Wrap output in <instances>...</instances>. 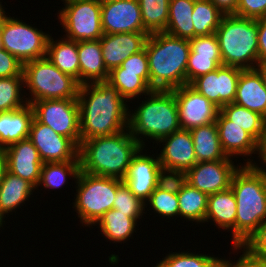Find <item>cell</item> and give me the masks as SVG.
Here are the masks:
<instances>
[{
	"label": "cell",
	"mask_w": 266,
	"mask_h": 267,
	"mask_svg": "<svg viewBox=\"0 0 266 267\" xmlns=\"http://www.w3.org/2000/svg\"><path fill=\"white\" fill-rule=\"evenodd\" d=\"M173 94L177 101L181 129L191 130L216 122L220 108L189 84L173 89Z\"/></svg>",
	"instance_id": "obj_13"
},
{
	"label": "cell",
	"mask_w": 266,
	"mask_h": 267,
	"mask_svg": "<svg viewBox=\"0 0 266 267\" xmlns=\"http://www.w3.org/2000/svg\"><path fill=\"white\" fill-rule=\"evenodd\" d=\"M260 160H263V164L266 166V136L260 144V152L258 153Z\"/></svg>",
	"instance_id": "obj_52"
},
{
	"label": "cell",
	"mask_w": 266,
	"mask_h": 267,
	"mask_svg": "<svg viewBox=\"0 0 266 267\" xmlns=\"http://www.w3.org/2000/svg\"><path fill=\"white\" fill-rule=\"evenodd\" d=\"M147 96V100L128 114V130L143 148L146 145L139 135L158 142L181 129L173 90H152Z\"/></svg>",
	"instance_id": "obj_5"
},
{
	"label": "cell",
	"mask_w": 266,
	"mask_h": 267,
	"mask_svg": "<svg viewBox=\"0 0 266 267\" xmlns=\"http://www.w3.org/2000/svg\"><path fill=\"white\" fill-rule=\"evenodd\" d=\"M159 142L164 143L158 155L162 167L187 172L197 163L190 130L180 129Z\"/></svg>",
	"instance_id": "obj_20"
},
{
	"label": "cell",
	"mask_w": 266,
	"mask_h": 267,
	"mask_svg": "<svg viewBox=\"0 0 266 267\" xmlns=\"http://www.w3.org/2000/svg\"><path fill=\"white\" fill-rule=\"evenodd\" d=\"M3 219H4V215L0 212V227H2L3 225Z\"/></svg>",
	"instance_id": "obj_54"
},
{
	"label": "cell",
	"mask_w": 266,
	"mask_h": 267,
	"mask_svg": "<svg viewBox=\"0 0 266 267\" xmlns=\"http://www.w3.org/2000/svg\"><path fill=\"white\" fill-rule=\"evenodd\" d=\"M35 189L27 180L7 171L0 183V212L5 217L25 203Z\"/></svg>",
	"instance_id": "obj_30"
},
{
	"label": "cell",
	"mask_w": 266,
	"mask_h": 267,
	"mask_svg": "<svg viewBox=\"0 0 266 267\" xmlns=\"http://www.w3.org/2000/svg\"><path fill=\"white\" fill-rule=\"evenodd\" d=\"M46 57L63 73L72 76L80 84L78 42L65 37L54 41L52 36H49Z\"/></svg>",
	"instance_id": "obj_27"
},
{
	"label": "cell",
	"mask_w": 266,
	"mask_h": 267,
	"mask_svg": "<svg viewBox=\"0 0 266 267\" xmlns=\"http://www.w3.org/2000/svg\"><path fill=\"white\" fill-rule=\"evenodd\" d=\"M220 111L233 124H237L250 134L259 144L266 136V119L245 107L233 103L224 105Z\"/></svg>",
	"instance_id": "obj_32"
},
{
	"label": "cell",
	"mask_w": 266,
	"mask_h": 267,
	"mask_svg": "<svg viewBox=\"0 0 266 267\" xmlns=\"http://www.w3.org/2000/svg\"><path fill=\"white\" fill-rule=\"evenodd\" d=\"M75 211L85 226L96 225L113 208L117 188L123 180L91 175L80 170L76 179Z\"/></svg>",
	"instance_id": "obj_8"
},
{
	"label": "cell",
	"mask_w": 266,
	"mask_h": 267,
	"mask_svg": "<svg viewBox=\"0 0 266 267\" xmlns=\"http://www.w3.org/2000/svg\"><path fill=\"white\" fill-rule=\"evenodd\" d=\"M224 15L210 0H195L192 13L195 37L215 33Z\"/></svg>",
	"instance_id": "obj_35"
},
{
	"label": "cell",
	"mask_w": 266,
	"mask_h": 267,
	"mask_svg": "<svg viewBox=\"0 0 266 267\" xmlns=\"http://www.w3.org/2000/svg\"><path fill=\"white\" fill-rule=\"evenodd\" d=\"M59 11V21L66 38L79 41L99 40L104 32L101 23V0H67Z\"/></svg>",
	"instance_id": "obj_10"
},
{
	"label": "cell",
	"mask_w": 266,
	"mask_h": 267,
	"mask_svg": "<svg viewBox=\"0 0 266 267\" xmlns=\"http://www.w3.org/2000/svg\"><path fill=\"white\" fill-rule=\"evenodd\" d=\"M237 205L231 188L208 196L205 221L212 220L218 228L232 229V246H235V218Z\"/></svg>",
	"instance_id": "obj_26"
},
{
	"label": "cell",
	"mask_w": 266,
	"mask_h": 267,
	"mask_svg": "<svg viewBox=\"0 0 266 267\" xmlns=\"http://www.w3.org/2000/svg\"><path fill=\"white\" fill-rule=\"evenodd\" d=\"M145 208V203L136 197L124 182L117 188L113 209L122 213H145Z\"/></svg>",
	"instance_id": "obj_41"
},
{
	"label": "cell",
	"mask_w": 266,
	"mask_h": 267,
	"mask_svg": "<svg viewBox=\"0 0 266 267\" xmlns=\"http://www.w3.org/2000/svg\"><path fill=\"white\" fill-rule=\"evenodd\" d=\"M234 15L252 19L266 17V0H238Z\"/></svg>",
	"instance_id": "obj_45"
},
{
	"label": "cell",
	"mask_w": 266,
	"mask_h": 267,
	"mask_svg": "<svg viewBox=\"0 0 266 267\" xmlns=\"http://www.w3.org/2000/svg\"><path fill=\"white\" fill-rule=\"evenodd\" d=\"M186 184L187 175L185 171L160 167L157 175V188L178 194Z\"/></svg>",
	"instance_id": "obj_42"
},
{
	"label": "cell",
	"mask_w": 266,
	"mask_h": 267,
	"mask_svg": "<svg viewBox=\"0 0 266 267\" xmlns=\"http://www.w3.org/2000/svg\"><path fill=\"white\" fill-rule=\"evenodd\" d=\"M6 16L5 14V9H3V6L1 5L0 2V21Z\"/></svg>",
	"instance_id": "obj_53"
},
{
	"label": "cell",
	"mask_w": 266,
	"mask_h": 267,
	"mask_svg": "<svg viewBox=\"0 0 266 267\" xmlns=\"http://www.w3.org/2000/svg\"><path fill=\"white\" fill-rule=\"evenodd\" d=\"M143 213H122L116 209L107 211L97 222L106 239L119 242L132 236Z\"/></svg>",
	"instance_id": "obj_29"
},
{
	"label": "cell",
	"mask_w": 266,
	"mask_h": 267,
	"mask_svg": "<svg viewBox=\"0 0 266 267\" xmlns=\"http://www.w3.org/2000/svg\"><path fill=\"white\" fill-rule=\"evenodd\" d=\"M143 149H140L132 158L123 182L136 197L146 204L156 188L161 165L158 156L154 159L155 157L150 155L141 154Z\"/></svg>",
	"instance_id": "obj_18"
},
{
	"label": "cell",
	"mask_w": 266,
	"mask_h": 267,
	"mask_svg": "<svg viewBox=\"0 0 266 267\" xmlns=\"http://www.w3.org/2000/svg\"><path fill=\"white\" fill-rule=\"evenodd\" d=\"M232 248L236 250L244 248L250 255L266 261V220L242 246Z\"/></svg>",
	"instance_id": "obj_43"
},
{
	"label": "cell",
	"mask_w": 266,
	"mask_h": 267,
	"mask_svg": "<svg viewBox=\"0 0 266 267\" xmlns=\"http://www.w3.org/2000/svg\"><path fill=\"white\" fill-rule=\"evenodd\" d=\"M170 0H138L144 28L151 34L163 32L169 18Z\"/></svg>",
	"instance_id": "obj_37"
},
{
	"label": "cell",
	"mask_w": 266,
	"mask_h": 267,
	"mask_svg": "<svg viewBox=\"0 0 266 267\" xmlns=\"http://www.w3.org/2000/svg\"><path fill=\"white\" fill-rule=\"evenodd\" d=\"M24 86L31 98H24L31 104L38 100H77L80 84L70 75L63 73L47 57L23 64Z\"/></svg>",
	"instance_id": "obj_7"
},
{
	"label": "cell",
	"mask_w": 266,
	"mask_h": 267,
	"mask_svg": "<svg viewBox=\"0 0 266 267\" xmlns=\"http://www.w3.org/2000/svg\"><path fill=\"white\" fill-rule=\"evenodd\" d=\"M240 258L232 264L229 260L219 259L217 267H266V261L250 255L244 248Z\"/></svg>",
	"instance_id": "obj_47"
},
{
	"label": "cell",
	"mask_w": 266,
	"mask_h": 267,
	"mask_svg": "<svg viewBox=\"0 0 266 267\" xmlns=\"http://www.w3.org/2000/svg\"><path fill=\"white\" fill-rule=\"evenodd\" d=\"M6 15L0 21L2 48L23 64L46 57L49 34Z\"/></svg>",
	"instance_id": "obj_9"
},
{
	"label": "cell",
	"mask_w": 266,
	"mask_h": 267,
	"mask_svg": "<svg viewBox=\"0 0 266 267\" xmlns=\"http://www.w3.org/2000/svg\"><path fill=\"white\" fill-rule=\"evenodd\" d=\"M7 171V157L4 149H0V183L2 182V179Z\"/></svg>",
	"instance_id": "obj_50"
},
{
	"label": "cell",
	"mask_w": 266,
	"mask_h": 267,
	"mask_svg": "<svg viewBox=\"0 0 266 267\" xmlns=\"http://www.w3.org/2000/svg\"><path fill=\"white\" fill-rule=\"evenodd\" d=\"M78 56L80 85L107 81L109 71L103 61L100 39L79 41Z\"/></svg>",
	"instance_id": "obj_24"
},
{
	"label": "cell",
	"mask_w": 266,
	"mask_h": 267,
	"mask_svg": "<svg viewBox=\"0 0 266 267\" xmlns=\"http://www.w3.org/2000/svg\"><path fill=\"white\" fill-rule=\"evenodd\" d=\"M230 157L224 160L197 162L186 172L187 183L209 195L227 190L238 167Z\"/></svg>",
	"instance_id": "obj_15"
},
{
	"label": "cell",
	"mask_w": 266,
	"mask_h": 267,
	"mask_svg": "<svg viewBox=\"0 0 266 267\" xmlns=\"http://www.w3.org/2000/svg\"><path fill=\"white\" fill-rule=\"evenodd\" d=\"M190 132L197 162H210L227 158L220 143L216 122L193 128Z\"/></svg>",
	"instance_id": "obj_28"
},
{
	"label": "cell",
	"mask_w": 266,
	"mask_h": 267,
	"mask_svg": "<svg viewBox=\"0 0 266 267\" xmlns=\"http://www.w3.org/2000/svg\"><path fill=\"white\" fill-rule=\"evenodd\" d=\"M149 202V203H147ZM150 204L152 210L158 213L159 216H164L167 218L179 216V201L178 194L170 193L159 188L151 193L149 199L146 201Z\"/></svg>",
	"instance_id": "obj_40"
},
{
	"label": "cell",
	"mask_w": 266,
	"mask_h": 267,
	"mask_svg": "<svg viewBox=\"0 0 266 267\" xmlns=\"http://www.w3.org/2000/svg\"><path fill=\"white\" fill-rule=\"evenodd\" d=\"M101 23L104 34L148 32L138 0H101Z\"/></svg>",
	"instance_id": "obj_16"
},
{
	"label": "cell",
	"mask_w": 266,
	"mask_h": 267,
	"mask_svg": "<svg viewBox=\"0 0 266 267\" xmlns=\"http://www.w3.org/2000/svg\"><path fill=\"white\" fill-rule=\"evenodd\" d=\"M259 63H266V17L258 19Z\"/></svg>",
	"instance_id": "obj_48"
},
{
	"label": "cell",
	"mask_w": 266,
	"mask_h": 267,
	"mask_svg": "<svg viewBox=\"0 0 266 267\" xmlns=\"http://www.w3.org/2000/svg\"><path fill=\"white\" fill-rule=\"evenodd\" d=\"M218 257L186 252H173L154 267H217Z\"/></svg>",
	"instance_id": "obj_39"
},
{
	"label": "cell",
	"mask_w": 266,
	"mask_h": 267,
	"mask_svg": "<svg viewBox=\"0 0 266 267\" xmlns=\"http://www.w3.org/2000/svg\"><path fill=\"white\" fill-rule=\"evenodd\" d=\"M234 103L256 112L266 119V87L255 68L241 71Z\"/></svg>",
	"instance_id": "obj_23"
},
{
	"label": "cell",
	"mask_w": 266,
	"mask_h": 267,
	"mask_svg": "<svg viewBox=\"0 0 266 267\" xmlns=\"http://www.w3.org/2000/svg\"><path fill=\"white\" fill-rule=\"evenodd\" d=\"M33 118L30 104L19 110L0 112V149L27 139Z\"/></svg>",
	"instance_id": "obj_25"
},
{
	"label": "cell",
	"mask_w": 266,
	"mask_h": 267,
	"mask_svg": "<svg viewBox=\"0 0 266 267\" xmlns=\"http://www.w3.org/2000/svg\"><path fill=\"white\" fill-rule=\"evenodd\" d=\"M179 215L188 221H205L208 195L188 183L178 193Z\"/></svg>",
	"instance_id": "obj_34"
},
{
	"label": "cell",
	"mask_w": 266,
	"mask_h": 267,
	"mask_svg": "<svg viewBox=\"0 0 266 267\" xmlns=\"http://www.w3.org/2000/svg\"><path fill=\"white\" fill-rule=\"evenodd\" d=\"M223 14L236 13L238 0H210Z\"/></svg>",
	"instance_id": "obj_49"
},
{
	"label": "cell",
	"mask_w": 266,
	"mask_h": 267,
	"mask_svg": "<svg viewBox=\"0 0 266 267\" xmlns=\"http://www.w3.org/2000/svg\"><path fill=\"white\" fill-rule=\"evenodd\" d=\"M149 35V32L103 34L100 38V46L107 70L110 72L120 67L129 56L142 51Z\"/></svg>",
	"instance_id": "obj_19"
},
{
	"label": "cell",
	"mask_w": 266,
	"mask_h": 267,
	"mask_svg": "<svg viewBox=\"0 0 266 267\" xmlns=\"http://www.w3.org/2000/svg\"><path fill=\"white\" fill-rule=\"evenodd\" d=\"M252 161L247 159L231 181L237 205L235 246H242L266 220V169Z\"/></svg>",
	"instance_id": "obj_2"
},
{
	"label": "cell",
	"mask_w": 266,
	"mask_h": 267,
	"mask_svg": "<svg viewBox=\"0 0 266 267\" xmlns=\"http://www.w3.org/2000/svg\"><path fill=\"white\" fill-rule=\"evenodd\" d=\"M23 87V76L0 78V112L19 110L28 104L26 100L22 101Z\"/></svg>",
	"instance_id": "obj_38"
},
{
	"label": "cell",
	"mask_w": 266,
	"mask_h": 267,
	"mask_svg": "<svg viewBox=\"0 0 266 267\" xmlns=\"http://www.w3.org/2000/svg\"><path fill=\"white\" fill-rule=\"evenodd\" d=\"M255 69L258 71V73L260 74L263 84L266 87V63H258L255 66Z\"/></svg>",
	"instance_id": "obj_51"
},
{
	"label": "cell",
	"mask_w": 266,
	"mask_h": 267,
	"mask_svg": "<svg viewBox=\"0 0 266 267\" xmlns=\"http://www.w3.org/2000/svg\"><path fill=\"white\" fill-rule=\"evenodd\" d=\"M80 170V161L43 163L38 186L43 185L49 190L59 189L66 183L68 175L77 179Z\"/></svg>",
	"instance_id": "obj_36"
},
{
	"label": "cell",
	"mask_w": 266,
	"mask_h": 267,
	"mask_svg": "<svg viewBox=\"0 0 266 267\" xmlns=\"http://www.w3.org/2000/svg\"><path fill=\"white\" fill-rule=\"evenodd\" d=\"M120 67L124 69V72L139 73V76L149 84V65L145 48L129 56Z\"/></svg>",
	"instance_id": "obj_44"
},
{
	"label": "cell",
	"mask_w": 266,
	"mask_h": 267,
	"mask_svg": "<svg viewBox=\"0 0 266 267\" xmlns=\"http://www.w3.org/2000/svg\"><path fill=\"white\" fill-rule=\"evenodd\" d=\"M195 0H170L169 18L164 32L182 39L195 37L192 13Z\"/></svg>",
	"instance_id": "obj_31"
},
{
	"label": "cell",
	"mask_w": 266,
	"mask_h": 267,
	"mask_svg": "<svg viewBox=\"0 0 266 267\" xmlns=\"http://www.w3.org/2000/svg\"><path fill=\"white\" fill-rule=\"evenodd\" d=\"M2 48L1 36H0V49Z\"/></svg>",
	"instance_id": "obj_55"
},
{
	"label": "cell",
	"mask_w": 266,
	"mask_h": 267,
	"mask_svg": "<svg viewBox=\"0 0 266 267\" xmlns=\"http://www.w3.org/2000/svg\"><path fill=\"white\" fill-rule=\"evenodd\" d=\"M80 144L95 137L110 136L128 129L130 109L108 81L80 85L78 97Z\"/></svg>",
	"instance_id": "obj_1"
},
{
	"label": "cell",
	"mask_w": 266,
	"mask_h": 267,
	"mask_svg": "<svg viewBox=\"0 0 266 267\" xmlns=\"http://www.w3.org/2000/svg\"><path fill=\"white\" fill-rule=\"evenodd\" d=\"M222 149L227 157L250 156L260 152V144L237 124H233L221 111L216 120Z\"/></svg>",
	"instance_id": "obj_22"
},
{
	"label": "cell",
	"mask_w": 266,
	"mask_h": 267,
	"mask_svg": "<svg viewBox=\"0 0 266 267\" xmlns=\"http://www.w3.org/2000/svg\"><path fill=\"white\" fill-rule=\"evenodd\" d=\"M34 118L56 133L70 138L80 147V119L78 100H38L30 104Z\"/></svg>",
	"instance_id": "obj_11"
},
{
	"label": "cell",
	"mask_w": 266,
	"mask_h": 267,
	"mask_svg": "<svg viewBox=\"0 0 266 267\" xmlns=\"http://www.w3.org/2000/svg\"><path fill=\"white\" fill-rule=\"evenodd\" d=\"M107 81L114 86L119 94L127 101L139 95H148L153 89L139 73L124 72L121 67H116L109 72Z\"/></svg>",
	"instance_id": "obj_33"
},
{
	"label": "cell",
	"mask_w": 266,
	"mask_h": 267,
	"mask_svg": "<svg viewBox=\"0 0 266 267\" xmlns=\"http://www.w3.org/2000/svg\"><path fill=\"white\" fill-rule=\"evenodd\" d=\"M4 151L8 172L38 188L43 161L33 143L27 138L5 147Z\"/></svg>",
	"instance_id": "obj_21"
},
{
	"label": "cell",
	"mask_w": 266,
	"mask_h": 267,
	"mask_svg": "<svg viewBox=\"0 0 266 267\" xmlns=\"http://www.w3.org/2000/svg\"><path fill=\"white\" fill-rule=\"evenodd\" d=\"M142 148L128 129L115 135L84 140L79 147L81 171L123 180L132 158Z\"/></svg>",
	"instance_id": "obj_3"
},
{
	"label": "cell",
	"mask_w": 266,
	"mask_h": 267,
	"mask_svg": "<svg viewBox=\"0 0 266 267\" xmlns=\"http://www.w3.org/2000/svg\"><path fill=\"white\" fill-rule=\"evenodd\" d=\"M191 51L186 69V85L195 78L223 65L219 41L215 33L196 36L189 40Z\"/></svg>",
	"instance_id": "obj_17"
},
{
	"label": "cell",
	"mask_w": 266,
	"mask_h": 267,
	"mask_svg": "<svg viewBox=\"0 0 266 267\" xmlns=\"http://www.w3.org/2000/svg\"><path fill=\"white\" fill-rule=\"evenodd\" d=\"M23 63L5 49H0V78L23 76Z\"/></svg>",
	"instance_id": "obj_46"
},
{
	"label": "cell",
	"mask_w": 266,
	"mask_h": 267,
	"mask_svg": "<svg viewBox=\"0 0 266 267\" xmlns=\"http://www.w3.org/2000/svg\"><path fill=\"white\" fill-rule=\"evenodd\" d=\"M215 34L224 66L245 70L259 63L258 19L224 15Z\"/></svg>",
	"instance_id": "obj_6"
},
{
	"label": "cell",
	"mask_w": 266,
	"mask_h": 267,
	"mask_svg": "<svg viewBox=\"0 0 266 267\" xmlns=\"http://www.w3.org/2000/svg\"><path fill=\"white\" fill-rule=\"evenodd\" d=\"M149 65V85L153 90H173L186 85V69L191 51L187 39L166 32L148 36L145 44Z\"/></svg>",
	"instance_id": "obj_4"
},
{
	"label": "cell",
	"mask_w": 266,
	"mask_h": 267,
	"mask_svg": "<svg viewBox=\"0 0 266 267\" xmlns=\"http://www.w3.org/2000/svg\"><path fill=\"white\" fill-rule=\"evenodd\" d=\"M28 139L38 150L43 163L80 161L79 147L70 139L33 118Z\"/></svg>",
	"instance_id": "obj_12"
},
{
	"label": "cell",
	"mask_w": 266,
	"mask_h": 267,
	"mask_svg": "<svg viewBox=\"0 0 266 267\" xmlns=\"http://www.w3.org/2000/svg\"><path fill=\"white\" fill-rule=\"evenodd\" d=\"M241 71L237 67L222 65L195 78L189 85L221 109L234 102Z\"/></svg>",
	"instance_id": "obj_14"
}]
</instances>
